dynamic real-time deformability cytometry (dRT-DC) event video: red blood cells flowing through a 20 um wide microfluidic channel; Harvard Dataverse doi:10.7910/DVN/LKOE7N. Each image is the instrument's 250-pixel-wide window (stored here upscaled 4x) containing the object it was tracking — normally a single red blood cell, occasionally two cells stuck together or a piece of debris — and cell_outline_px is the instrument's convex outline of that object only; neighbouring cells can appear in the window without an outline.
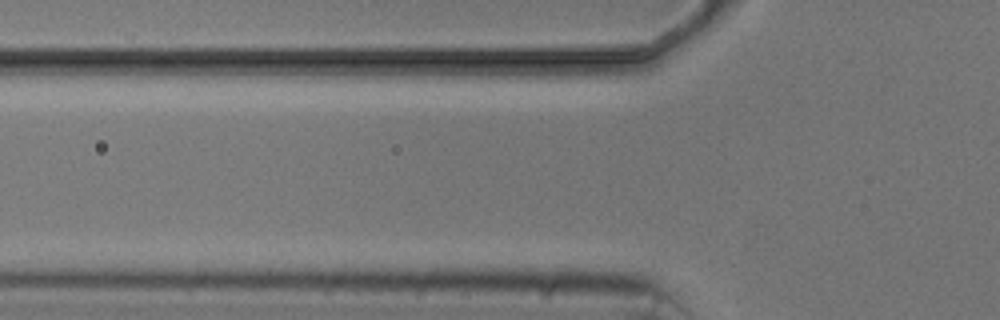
{"species": "common noctule bat (a hibernating species)", "species_latin": "Nyctalus noctula", "temperature_condition": "cold", "stored_images_in_passage": 4, "segment_of_instrument_passage": [2, 2], "camera_frame_rate_fps": 3000, "um_per_image_px": 0.085, "animal": {"sex": "male", "body_mass_g": 20.5, "forearm_length_mm": 52.5}, "frame": {"image": 1, "passage_image": 4, "time_ms": 3.333, "image_size_px": [1000, 320], "cell_outline_px": [[640, 60], [620, 72], [580, 80], [552, 80], [548, 76], [548, 60], [556, 52], [632, 52], [640, 56]], "centroid_in_image_um": [50.02, 5.48], "position_along_channel_um": 75.8, "area_um2": 15.03}}